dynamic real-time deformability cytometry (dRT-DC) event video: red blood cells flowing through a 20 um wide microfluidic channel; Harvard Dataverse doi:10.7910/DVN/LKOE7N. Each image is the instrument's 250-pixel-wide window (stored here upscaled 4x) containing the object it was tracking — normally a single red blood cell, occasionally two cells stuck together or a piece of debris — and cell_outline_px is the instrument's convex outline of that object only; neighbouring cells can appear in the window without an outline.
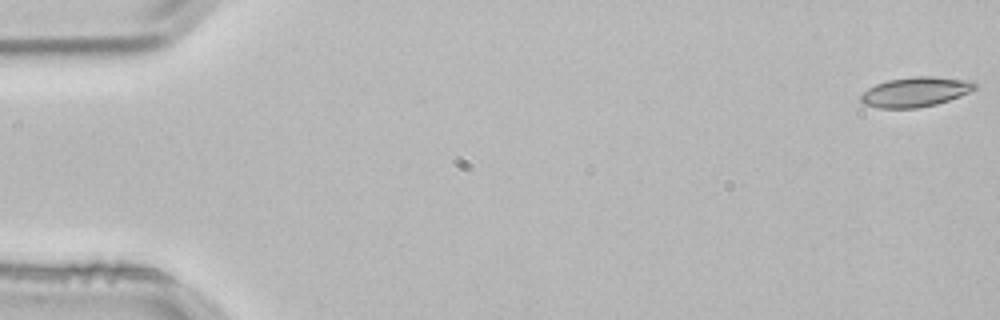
{"species": "common noctule bat (a hibernating species)", "species_latin": "Nyctalus noctula", "temperature_condition": "room temperature", "stored_images_in_passage": 4, "camera_frame_rate_fps": 3000, "um_per_image_px": 0.085, "animal": {"sex": "male", "body_mass_g": 21.5, "forearm_length_mm": 52.0}, "frame": {"image": 1, "passage_image": 1, "time_ms": 0.0, "image_size_px": [1000, 320], "cell_outline_px": [[976, 88], [960, 96], [936, 104], [916, 108], [880, 108], [864, 104], [860, 100], [860, 96], [868, 88], [876, 84], [888, 80], [912, 76], [932, 76], [972, 80], [976, 84]], "centroid_in_image_um": [77.82, 7.8], "position_along_channel_um": 7.2, "area_um2": 19.77}}